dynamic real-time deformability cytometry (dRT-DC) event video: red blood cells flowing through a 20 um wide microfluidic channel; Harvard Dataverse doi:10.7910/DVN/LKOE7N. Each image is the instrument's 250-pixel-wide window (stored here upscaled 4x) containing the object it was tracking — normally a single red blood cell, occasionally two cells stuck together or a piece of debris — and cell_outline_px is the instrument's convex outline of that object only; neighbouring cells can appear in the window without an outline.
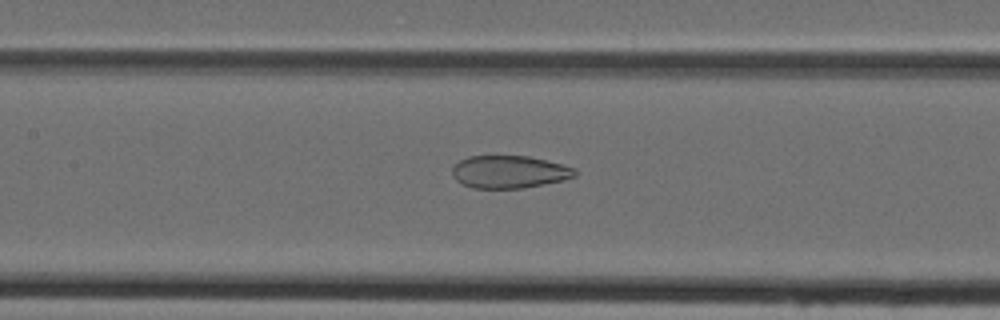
{"species": "Egyptian fruit bat (a non-hibernating species)", "species_latin": "Rousettus aegyptiacus", "temperature_condition": "cold", "stored_images_in_passage": 44, "camera_frame_rate_fps": 3000, "um_per_image_px": 0.085, "animal": {"sex": "female"}, "frame": {"image": 1, "passage_image": 19, "time_ms": 6.0, "image_size_px": [1000, 320], "cell_outline_px": [[576, 176], [564, 180], [524, 188], [472, 188], [456, 180], [452, 176], [452, 168], [460, 160], [468, 156], [528, 156], [564, 164], [576, 168]], "centroid_in_image_um": [43.31, 14.61], "position_along_channel_um": 164.1, "area_um2": 23.41}}
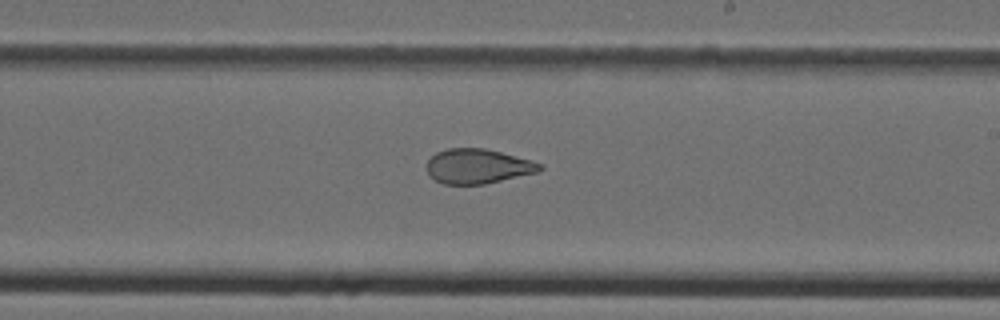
{"frame": {"image": 2, "passage_image": 25, "time_ms": 8.0, "image_size_px": [1000, 320], "cell_outline_px": [[544, 168], [540, 172], [484, 184], [444, 184], [428, 176], [428, 160], [436, 152], [448, 148], [484, 148], [532, 160], [540, 164]], "centroid_in_image_um": [40.63, 14.13], "position_along_channel_um": 248.4, "area_um2": 22.83}}
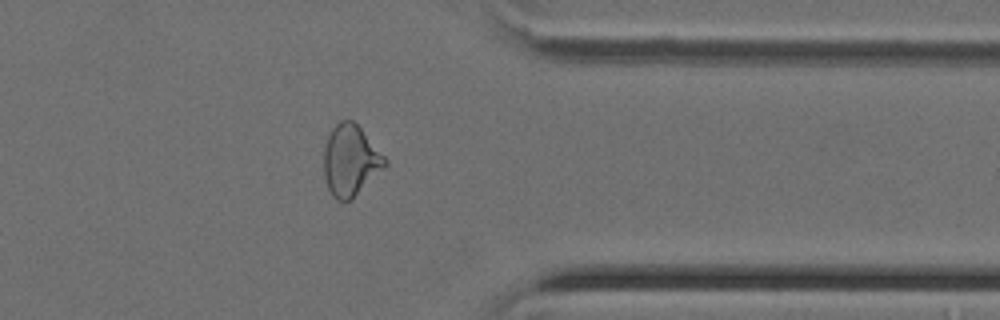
{"frame": {"image": 3, "passage_image": 35, "time_ms": 11.333, "image_size_px": [1000, 320], "cell_outline_px": [[388, 164], [352, 200], [336, 200], [332, 196], [328, 188], [324, 176], [324, 148], [328, 136], [332, 128], [340, 120], [352, 120], [360, 128], [388, 160]], "centroid_in_image_um": [29.79, 13.66], "position_along_channel_um": 381.6, "area_um2": 25.2}}